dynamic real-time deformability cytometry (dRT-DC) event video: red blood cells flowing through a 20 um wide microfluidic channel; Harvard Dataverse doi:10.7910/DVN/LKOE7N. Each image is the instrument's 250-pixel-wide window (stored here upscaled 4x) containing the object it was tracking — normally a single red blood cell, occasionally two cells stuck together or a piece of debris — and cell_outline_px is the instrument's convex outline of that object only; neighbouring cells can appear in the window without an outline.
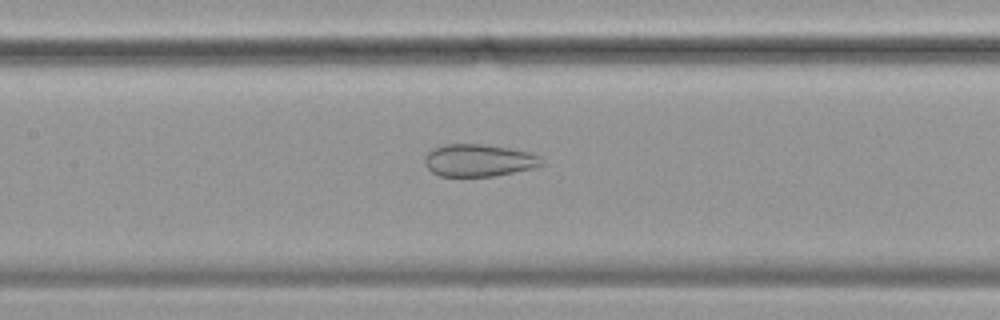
{"species": "common noctule bat (a hibernating species)", "species_latin": "Nyctalus noctula", "temperature_condition": "cold", "stored_images_in_passage": 56, "camera_frame_rate_fps": 3000, "um_per_image_px": 0.085, "animal": {"sex": "female", "body_mass_g": 19.9}, "frame": {"image": 1, "passage_image": 25, "time_ms": 8.0, "image_size_px": [1000, 320], "cell_outline_px": [[544, 164], [532, 168], [496, 176], [440, 176], [432, 172], [424, 164], [424, 156], [432, 148], [444, 144], [484, 144], [508, 148], [528, 152], [540, 156]], "centroid_in_image_um": [40.66, 13.63], "position_along_channel_um": 166.7, "area_um2": 22.08}}
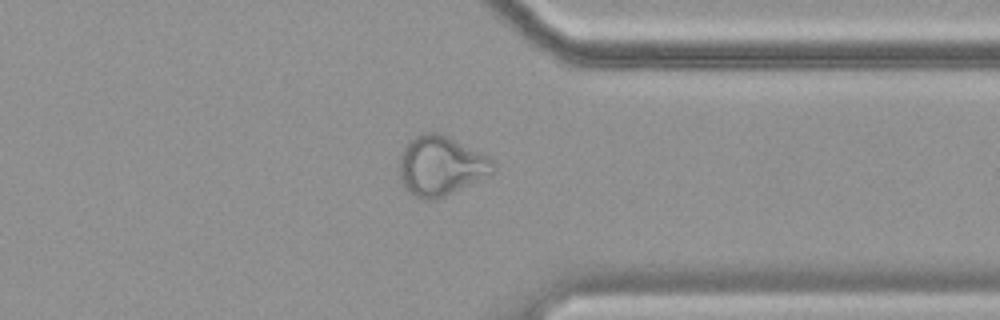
{"frame": {"image": 2, "passage_image": 43, "time_ms": 14.0, "image_size_px": [1000, 320], "cell_outline_px": [[496, 168], [492, 172], [436, 200], [424, 200], [408, 192], [404, 188], [400, 180], [400, 156], [404, 148], [420, 132], [436, 132], [488, 156], [496, 164]], "centroid_in_image_um": [37.42, 14.11], "position_along_channel_um": 374.0, "area_um2": 31.79}}
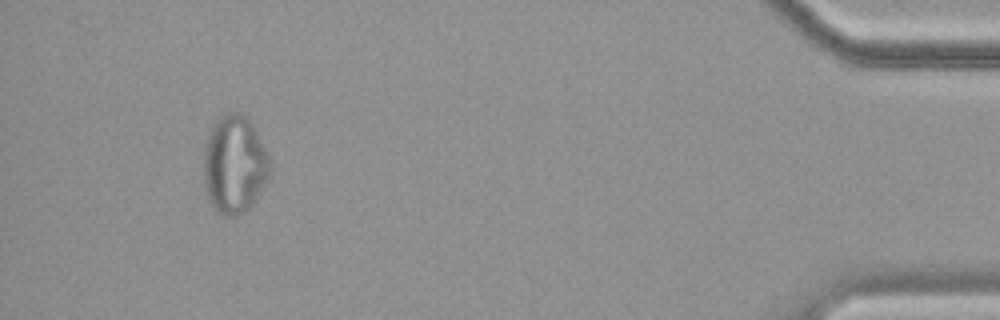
{"frame": {"image": 3, "passage_image": 52, "time_ms": 17.0, "image_size_px": [1000, 320], "cell_outline_px": [[272, 160], [268, 176], [252, 204], [244, 212], [232, 216], [224, 216], [216, 212], [208, 196], [204, 184], [204, 152], [208, 136], [216, 120], [224, 112], [240, 112], [252, 124]], "centroid_in_image_um": [19.93, 13.97], "position_along_channel_um": 415.3, "area_um2": 37.57}}